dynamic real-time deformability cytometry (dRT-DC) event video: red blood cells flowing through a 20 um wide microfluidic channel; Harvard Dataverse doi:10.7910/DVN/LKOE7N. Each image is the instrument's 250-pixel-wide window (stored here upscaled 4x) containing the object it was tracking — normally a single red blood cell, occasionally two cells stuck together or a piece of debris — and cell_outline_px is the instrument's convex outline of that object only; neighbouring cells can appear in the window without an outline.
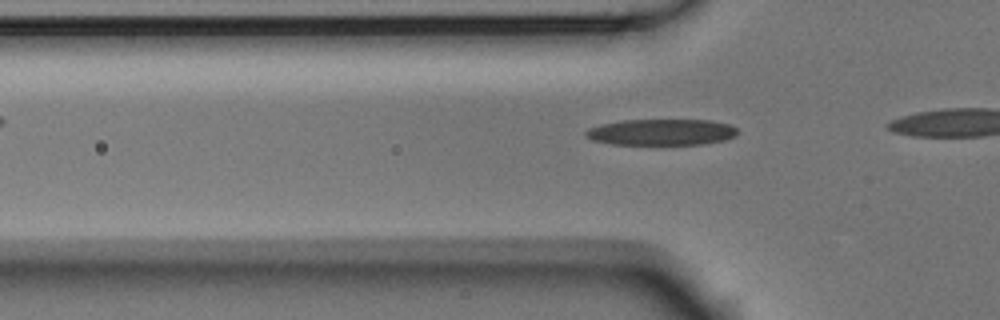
{"species": "Egyptian fruit bat (a non-hibernating species)", "species_latin": "Rousettus aegyptiacus", "temperature_condition": "room temperature", "stored_images_in_passage": 37, "camera_frame_rate_fps": 3000, "um_per_image_px": 0.085, "animal": {"sex": "male"}, "frame": {"image": 1, "passage_image": 12, "time_ms": 3.667, "image_size_px": [1000, 320], "cell_outline_px": [[736, 136], [724, 140], [704, 144], [612, 144], [592, 140], [584, 136], [584, 132], [588, 128], [600, 124], [624, 120], [708, 120], [728, 124], [736, 128]], "centroid_in_image_um": [56.18, 11.23], "position_along_channel_um": 69.6, "area_um2": 23.12}}
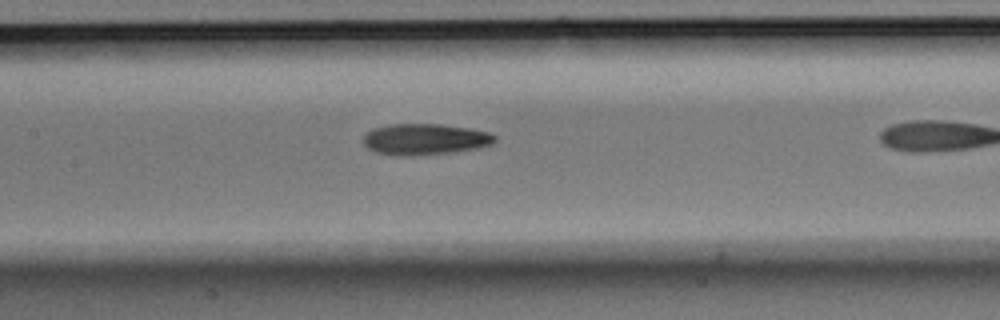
{"frame": {"image": 2, "passage_image": 20, "time_ms": 6.333, "image_size_px": [1000, 320], "cell_outline_px": [[496, 140], [492, 144], [476, 148], [452, 152], [412, 156], [392, 156], [376, 152], [368, 148], [364, 144], [364, 136], [372, 128], [388, 124], [440, 124], [468, 128], [488, 132], [496, 136]], "centroid_in_image_um": [36.09, 11.84], "position_along_channel_um": 171.3, "area_um2": 23.93}}
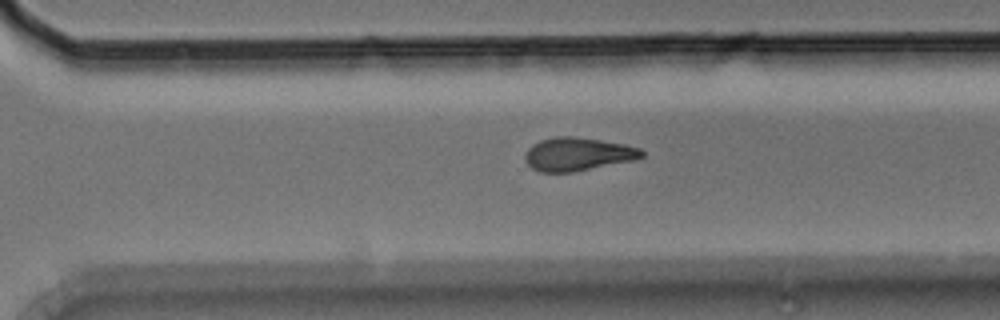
{"frame": {"image": 3, "passage_image": 32, "time_ms": 10.333, "image_size_px": [1000, 320], "cell_outline_px": [[644, 156], [636, 160], [572, 172], [540, 172], [532, 168], [524, 160], [524, 156], [528, 148], [532, 144], [540, 140], [556, 136], [572, 136], [600, 140], [624, 144], [640, 148], [644, 152]], "centroid_in_image_um": [49.1, 13.1], "position_along_channel_um": 321.5, "area_um2": 22.72}}